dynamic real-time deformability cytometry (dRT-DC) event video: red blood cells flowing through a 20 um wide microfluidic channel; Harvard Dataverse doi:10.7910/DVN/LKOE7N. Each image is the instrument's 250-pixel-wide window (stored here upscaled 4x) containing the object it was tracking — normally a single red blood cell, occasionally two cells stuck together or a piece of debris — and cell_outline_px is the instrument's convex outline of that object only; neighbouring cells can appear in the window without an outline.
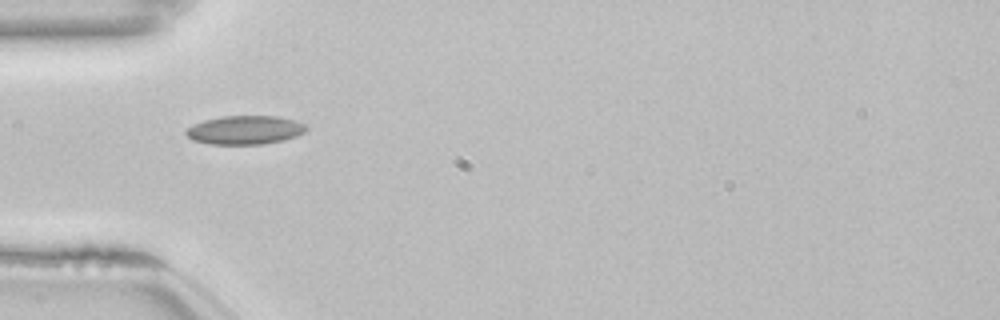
{"species": "common noctule bat (a hibernating species)", "species_latin": "Nyctalus noctula", "temperature_condition": "room temperature", "stored_images_in_passage": 37, "camera_frame_rate_fps": 3000, "um_per_image_px": 0.085, "animal": {"sex": "female", "body_mass_g": 22.7, "forearm_length_mm": 54.2}, "frame": {"image": 1, "passage_image": 1, "time_ms": 0.0, "image_size_px": [1000, 320], "cell_outline_px": [[308, 128], [304, 132], [296, 136], [284, 140], [264, 144], [208, 144], [192, 140], [184, 132], [188, 128], [204, 120], [224, 116], [280, 116], [304, 124]], "centroid_in_image_um": [20.83, 11.05], "position_along_channel_um": 64.2, "area_um2": 20.0}}
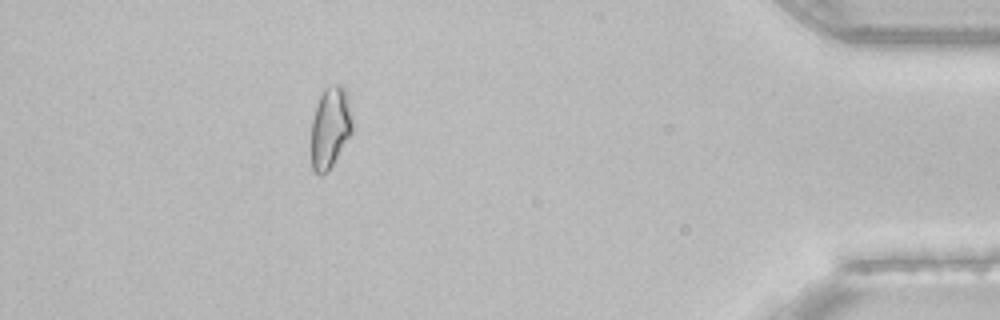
{"frame": {"image": 2, "passage_image": 32, "time_ms": 10.333, "image_size_px": [1000, 320], "cell_outline_px": [[352, 132], [328, 172], [320, 176], [312, 172], [312, 120], [320, 96], [324, 88], [336, 84], [340, 84], [344, 88], [348, 96], [352, 116]], "centroid_in_image_um": [28.07, 10.86], "position_along_channel_um": 407.1, "area_um2": 19.48}, "authors_computed_cell_mechanics": {"area_um2": 18.6694, "velocity_mm_per_s": 3.8498, "shape_relaxation_time_tau1_ms": null, "shape_relaxation_time_tau2_ms": 3.7875, "deformation_change_tau1": null, "deformation_change_tau2": 0.0953}}